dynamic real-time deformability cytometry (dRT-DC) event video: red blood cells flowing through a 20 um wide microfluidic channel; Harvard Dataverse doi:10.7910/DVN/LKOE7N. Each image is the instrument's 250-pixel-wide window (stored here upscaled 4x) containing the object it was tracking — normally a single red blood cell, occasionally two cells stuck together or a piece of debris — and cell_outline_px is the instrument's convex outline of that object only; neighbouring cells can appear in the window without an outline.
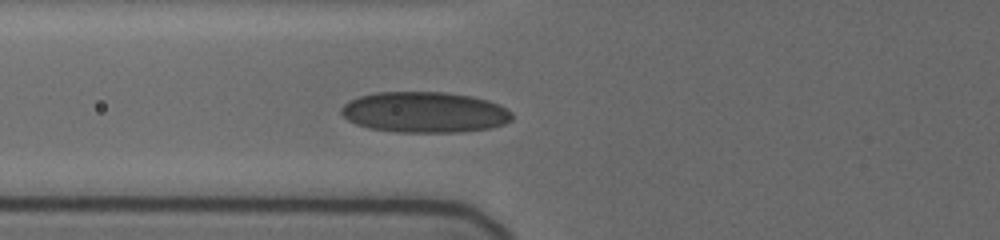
{"species": "human", "species_latin": "Homo sapiens", "temperature_condition": "cold", "stored_images_in_passage": 25, "camera_frame_rate_fps": 3000, "um_per_image_px": 0.085, "donor": {"sex": "female"}, "frame": {"image": 1, "passage_image": 4, "time_ms": 1.333, "image_size_px": [1000, 240], "cell_outline_px": [[512, 120], [504, 124], [492, 128], [460, 132], [396, 132], [368, 128], [356, 124], [348, 120], [340, 112], [340, 108], [348, 100], [360, 96], [376, 92], [444, 92], [472, 96], [488, 100], [508, 108], [512, 112]], "centroid_in_image_um": [36.1, 9.54], "position_along_channel_um": 89.7, "area_um2": 40.92}}
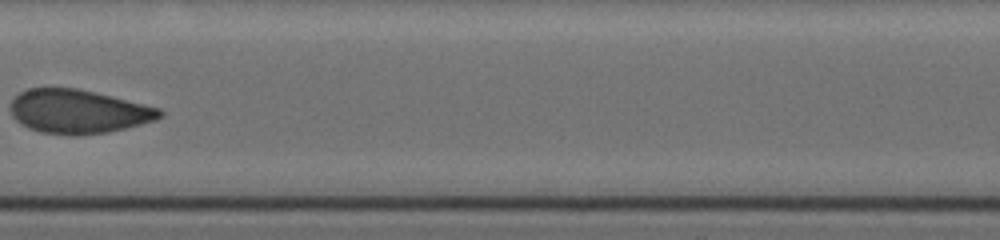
{"frame": {"image": 2, "passage_image": 11, "time_ms": 4.333, "image_size_px": [1000, 240], "cell_outline_px": [[164, 116], [156, 120], [108, 132], [40, 132], [28, 128], [20, 124], [12, 116], [12, 100], [20, 92], [28, 88], [76, 88], [160, 108], [164, 112]], "centroid_in_image_um": [6.66, 9.44], "position_along_channel_um": 200.7, "area_um2": 36.93}}
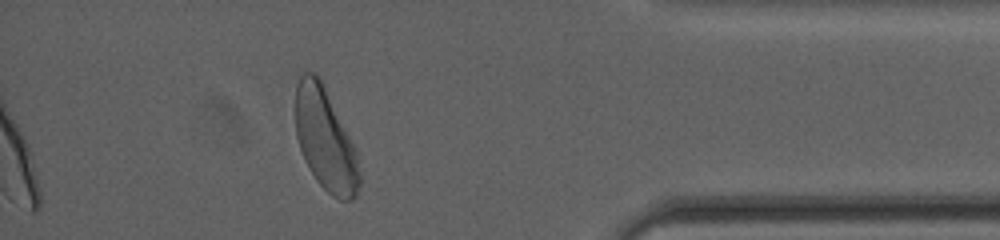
{"frame": {"image": 3, "passage_image": 22, "time_ms": 10.667, "image_size_px": [1000, 240], "cell_outline_px": [[360, 184], [356, 196], [352, 200], [340, 200], [332, 196], [316, 180], [304, 160], [296, 136], [296, 84], [300, 76], [304, 72], [316, 72], [356, 152], [360, 172]], "centroid_in_image_um": [27.63, 11.91], "position_along_channel_um": 407.6, "area_um2": 37.28}, "authors_computed_cell_mechanics": {"area_um2": 38.6104, "velocity_mm_per_s": 3.6772, "shape_relaxation_time_tau1_ms": 4.6796, "shape_relaxation_time_tau2_ms": 0.8388, "deformation_change_tau1": 0.1322, "deformation_change_tau2": 0.0647}}